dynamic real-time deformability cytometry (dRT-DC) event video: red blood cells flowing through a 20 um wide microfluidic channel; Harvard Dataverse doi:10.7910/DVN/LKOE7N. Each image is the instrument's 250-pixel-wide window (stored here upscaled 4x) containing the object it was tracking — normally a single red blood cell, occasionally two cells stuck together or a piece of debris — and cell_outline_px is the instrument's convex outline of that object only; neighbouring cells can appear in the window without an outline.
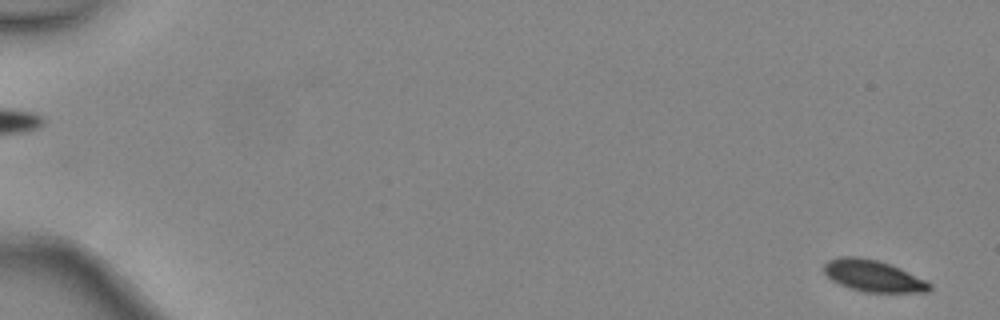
{"species": "common noctule bat (a hibernating species)", "species_latin": "Nyctalus noctula", "temperature_condition": "warm", "stored_images_in_passage": 48, "camera_frame_rate_fps": 3000, "um_per_image_px": 0.085, "animal": {"sex": "female", "body_mass_g": 24.6, "forearm_length_mm": 56.2}, "frame": {"image": 1, "passage_image": 2, "time_ms": 0.333, "image_size_px": [1000, 320], "cell_outline_px": [[932, 288], [928, 292], [864, 292], [840, 284], [832, 280], [824, 272], [824, 264], [828, 260], [840, 256], [860, 256], [880, 260], [892, 264], [932, 284]], "centroid_in_image_um": [74.22, 23.43], "position_along_channel_um": 10.8, "area_um2": 19.48}}
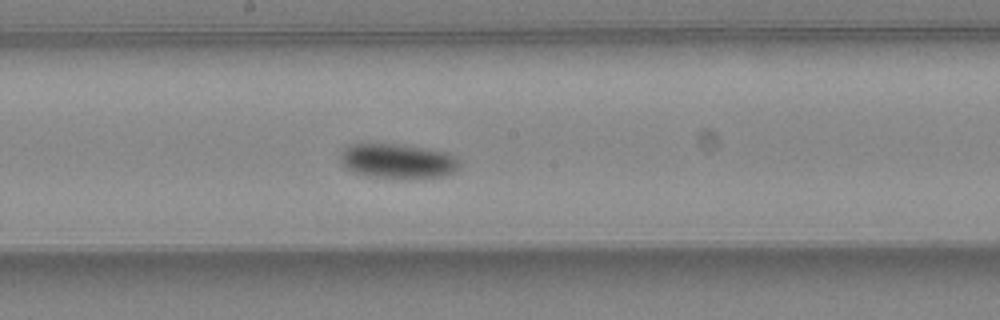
{"frame": {"image": 2, "passage_image": 28, "time_ms": 9.0, "image_size_px": [1000, 320], "cell_outline_px": [[460, 168], [456, 172], [444, 176], [364, 176], [352, 172], [344, 168], [340, 160], [340, 152], [348, 144], [404, 144], [444, 152], [456, 156], [460, 160]], "centroid_in_image_um": [33.78, 13.66], "position_along_channel_um": 214.4, "area_um2": 23.87}}
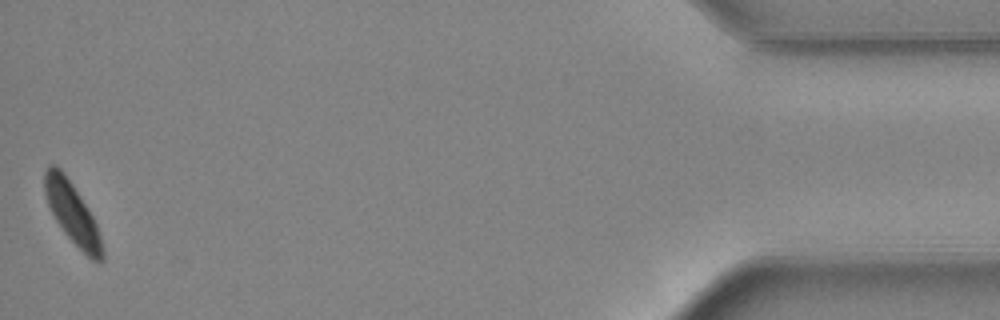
{"frame": {"image": 3, "passage_image": 48, "time_ms": 15.667, "image_size_px": [1000, 320], "cell_outline_px": [[104, 260], [100, 264], [92, 260], [64, 232], [56, 220], [48, 204], [44, 192], [44, 172], [48, 164], [56, 164], [64, 172], [72, 184], [92, 216], [96, 224], [100, 236], [104, 252]], "centroid_in_image_um": [6.14, 18.1], "position_along_channel_um": 429.1, "area_um2": 20.23}, "authors_computed_cell_mechanics": {"area_um2": 22.0507, "velocity_mm_per_s": 4.4504, "shape_relaxation_time_tau1_ms": 3.0258, "shape_relaxation_time_tau2_ms": null, "deformation_change_tau1": 0.0858, "deformation_change_tau2": null}}